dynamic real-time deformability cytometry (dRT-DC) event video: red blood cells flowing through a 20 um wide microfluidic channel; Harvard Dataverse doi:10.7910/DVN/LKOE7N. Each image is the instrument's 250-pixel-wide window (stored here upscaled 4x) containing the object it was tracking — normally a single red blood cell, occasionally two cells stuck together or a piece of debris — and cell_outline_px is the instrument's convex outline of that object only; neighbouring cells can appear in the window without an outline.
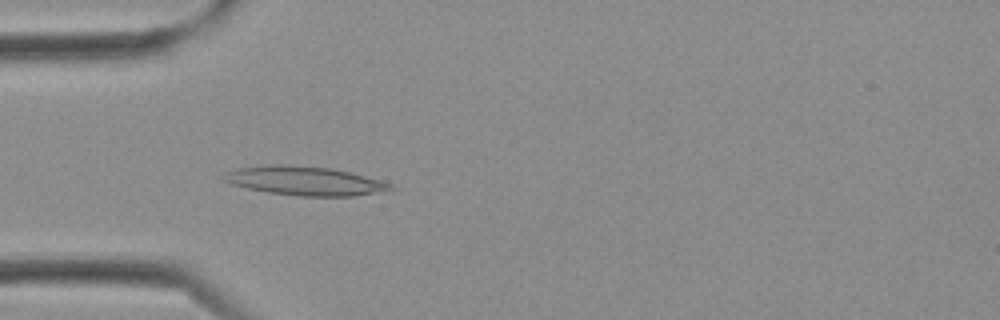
{"species": "Egyptian fruit bat (a non-hibernating species)", "species_latin": "Rousettus aegyptiacus", "temperature_condition": "cold", "stored_images_in_passage": 3, "camera_frame_rate_fps": 3000, "um_per_image_px": 0.085, "frame": {"image": 1, "passage_image": 3, "time_ms": 0.667, "image_size_px": [1000, 320], "cell_outline_px": [[396, 188], [352, 196], [300, 196], [268, 192], [248, 188], [232, 184], [220, 180], [220, 176], [224, 172], [236, 168], [284, 164], [288, 164], [332, 168], [380, 180], [392, 184]], "centroid_in_image_um": [25.82, 15.36], "position_along_channel_um": 59.2, "area_um2": 27.92}}